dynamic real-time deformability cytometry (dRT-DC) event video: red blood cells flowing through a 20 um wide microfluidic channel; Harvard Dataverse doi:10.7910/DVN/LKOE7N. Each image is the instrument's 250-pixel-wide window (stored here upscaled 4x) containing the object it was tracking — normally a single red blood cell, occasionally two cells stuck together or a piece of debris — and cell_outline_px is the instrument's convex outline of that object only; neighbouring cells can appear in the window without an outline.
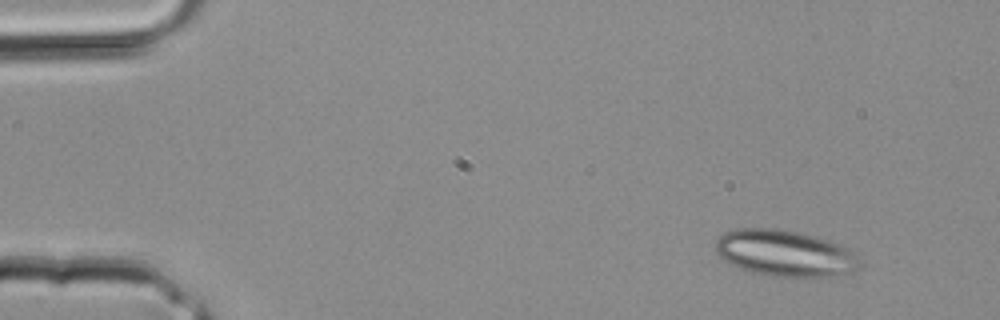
{"species": "common noctule bat (a hibernating species)", "species_latin": "Nyctalus noctula", "temperature_condition": "room temperature", "stored_images_in_passage": 3, "camera_frame_rate_fps": 3000, "um_per_image_px": 0.085, "animal": {"sex": "male", "body_mass_g": 20.4}, "frame": {"image": 1, "passage_image": 1, "time_ms": 0.0, "image_size_px": [1000, 320], "cell_outline_px": [[860, 268], [852, 272], [836, 276], [772, 276], [752, 272], [728, 264], [716, 252], [716, 240], [724, 232], [736, 228], [772, 228], [796, 232], [816, 236], [828, 240], [852, 252], [856, 256]], "centroid_in_image_um": [66.66, 21.52], "position_along_channel_um": 18.3, "area_um2": 38.55}}